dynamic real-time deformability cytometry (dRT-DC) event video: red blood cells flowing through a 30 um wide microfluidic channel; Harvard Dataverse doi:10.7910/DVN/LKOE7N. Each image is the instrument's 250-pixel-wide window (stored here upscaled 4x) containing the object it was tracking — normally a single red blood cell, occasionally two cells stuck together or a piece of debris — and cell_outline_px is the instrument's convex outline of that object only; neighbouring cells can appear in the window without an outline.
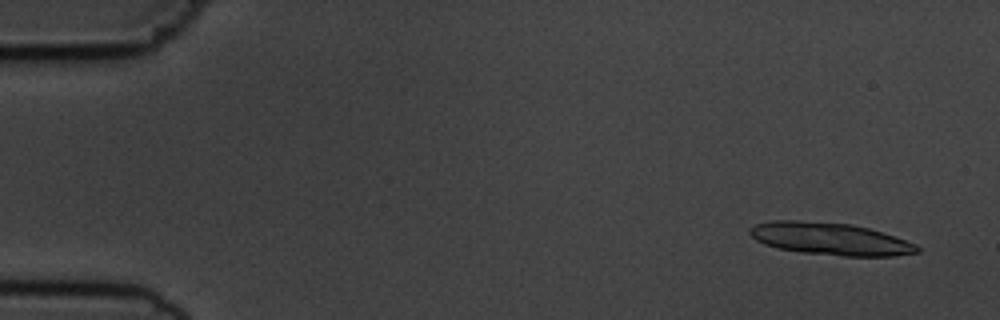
{"species": "common noctule bat (a hibernating species)", "species_latin": "Nyctalus noctula", "temperature_condition": "cold", "stored_images_in_passage": 6, "camera_frame_rate_fps": 3000, "um_per_image_px": 0.085, "animal": {"sex": "male", "body_mass_g": 19.5, "forearm_length_mm": 54.6}, "frame": {"image": 1, "passage_image": 1, "time_ms": 0.0, "image_size_px": [1000, 320], "cell_outline_px": [[920, 252], [892, 256], [844, 256], [800, 252], [776, 248], [764, 244], [756, 240], [748, 232], [748, 228], [756, 224], [772, 220], [796, 220], [852, 224], [868, 228], [916, 244], [920, 248]], "centroid_in_image_um": [70.52, 20.3], "position_along_channel_um": 14.5, "area_um2": 31.44}}